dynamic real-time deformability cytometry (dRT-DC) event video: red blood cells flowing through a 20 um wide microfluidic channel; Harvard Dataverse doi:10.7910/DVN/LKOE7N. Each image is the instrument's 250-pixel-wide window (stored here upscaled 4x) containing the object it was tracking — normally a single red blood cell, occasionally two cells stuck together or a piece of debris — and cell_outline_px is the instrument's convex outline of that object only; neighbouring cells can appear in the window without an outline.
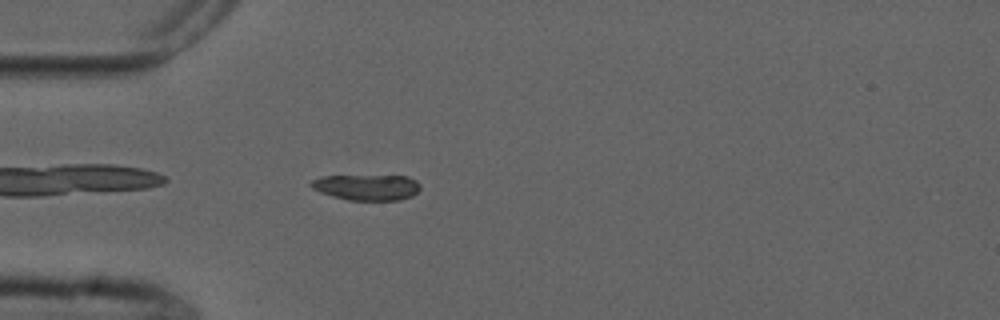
{"species": "common noctule bat (a hibernating species)", "species_latin": "Nyctalus noctula", "temperature_condition": "cold", "stored_images_in_passage": 6, "camera_frame_rate_fps": 3000, "um_per_image_px": 0.085, "animal": {"sex": "male", "forearm_length_mm": 52.5}, "frame": {"image": 1, "passage_image": 6, "time_ms": 5.0, "image_size_px": [1000, 320], "cell_outline_px": [[420, 188], [412, 196], [400, 200], [348, 200], [332, 196], [320, 192], [312, 188], [308, 184], [312, 180], [320, 176], [408, 176], [416, 180], [420, 184]], "centroid_in_image_um": [31.17, 15.91], "position_along_channel_um": 53.8, "area_um2": 16.47}}